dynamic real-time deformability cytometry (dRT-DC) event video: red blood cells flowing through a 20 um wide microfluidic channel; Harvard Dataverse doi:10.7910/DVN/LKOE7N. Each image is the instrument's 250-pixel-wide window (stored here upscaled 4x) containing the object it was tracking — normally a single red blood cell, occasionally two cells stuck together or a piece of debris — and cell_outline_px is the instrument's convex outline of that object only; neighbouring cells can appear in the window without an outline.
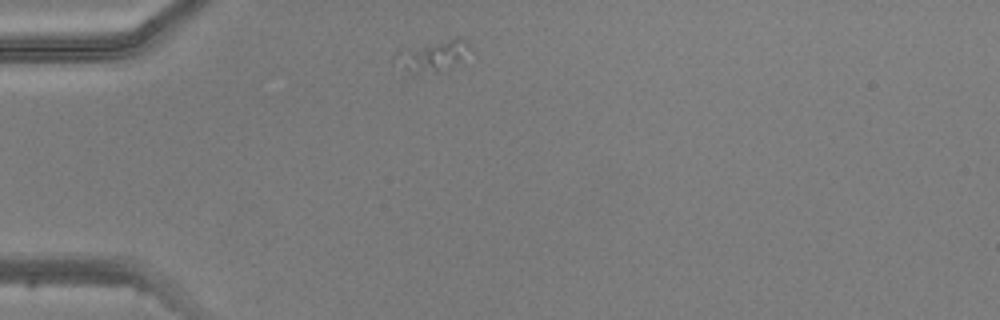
{"species": "common noctule bat (a hibernating species)", "species_latin": "Nyctalus noctula", "temperature_condition": "warm", "stored_images_in_passage": 2, "camera_frame_rate_fps": 3000, "um_per_image_px": 0.085, "animal": {"sex": "male", "body_mass_g": 20.5, "forearm_length_mm": 52.5}, "frame": {"image": 1, "passage_image": 1, "time_ms": 0.0, "image_size_px": [1000, 320], "cell_outline_px": [[468, 48], [464, 64], [448, 72], [412, 72], [392, 64], [392, 56], [452, 40], [460, 40], [468, 44]], "centroid_in_image_um": [36.87, 4.91], "position_along_channel_um": 48.1, "area_um2": 12.48}}